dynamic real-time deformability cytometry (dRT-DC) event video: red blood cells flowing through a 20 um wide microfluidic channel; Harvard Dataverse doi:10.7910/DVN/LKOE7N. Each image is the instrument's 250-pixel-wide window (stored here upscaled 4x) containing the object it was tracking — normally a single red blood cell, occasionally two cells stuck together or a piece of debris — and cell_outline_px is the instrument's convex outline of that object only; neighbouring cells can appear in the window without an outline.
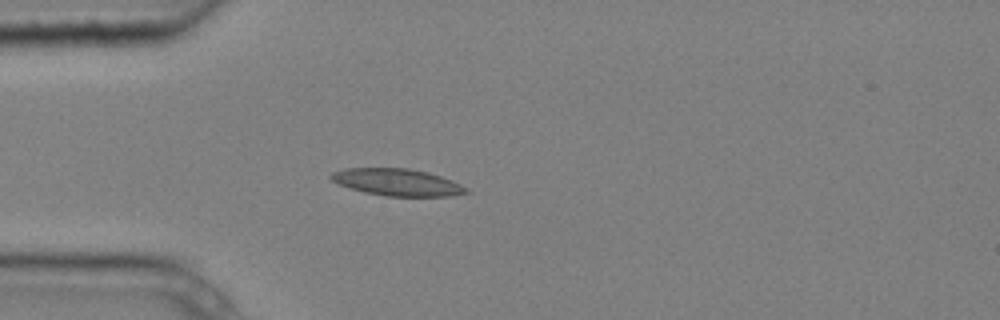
{"species": "common noctule bat (a hibernating species)", "species_latin": "Nyctalus noctula", "temperature_condition": "cold", "stored_images_in_passage": 5, "camera_frame_rate_fps": 3000, "um_per_image_px": 0.085, "animal": {"sex": "male", "body_mass_g": 20.4}, "frame": {"image": 1, "passage_image": 4, "time_ms": 1.0, "image_size_px": [1000, 320], "cell_outline_px": [[468, 192], [452, 196], [388, 196], [364, 192], [336, 184], [328, 176], [332, 172], [344, 168], [408, 168], [428, 172], [452, 180], [468, 188]], "centroid_in_image_um": [33.73, 15.48], "position_along_channel_um": 51.3, "area_um2": 21.33}}